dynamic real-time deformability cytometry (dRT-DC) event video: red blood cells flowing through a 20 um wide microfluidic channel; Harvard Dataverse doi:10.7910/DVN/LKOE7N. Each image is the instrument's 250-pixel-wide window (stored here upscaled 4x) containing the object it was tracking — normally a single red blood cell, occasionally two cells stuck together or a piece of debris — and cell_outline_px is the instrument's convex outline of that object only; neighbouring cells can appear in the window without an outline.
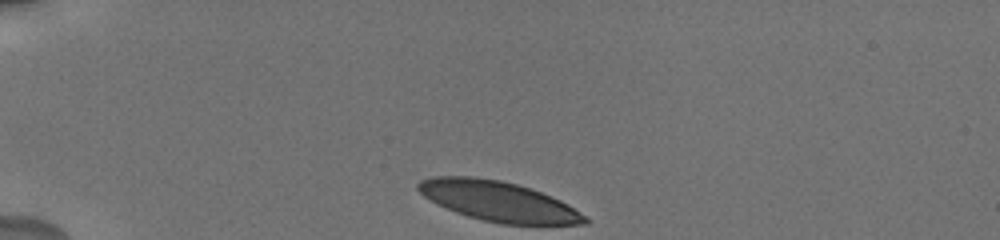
{"species": "human", "species_latin": "Homo sapiens", "temperature_condition": "cold", "stored_images_in_passage": 32, "camera_frame_rate_fps": 3000, "um_per_image_px": 0.085, "donor": {"sex": "male"}, "frame": {"image": 1, "passage_image": 1, "time_ms": 0.0, "image_size_px": [1000, 240], "cell_outline_px": [[588, 224], [500, 224], [468, 216], [456, 212], [436, 204], [424, 196], [416, 188], [416, 184], [420, 180], [432, 176], [472, 176], [500, 180], [516, 184], [552, 196], [568, 204], [584, 216], [588, 220]], "centroid_in_image_um": [42.31, 17.09], "position_along_channel_um": 42.7, "area_um2": 38.61}}
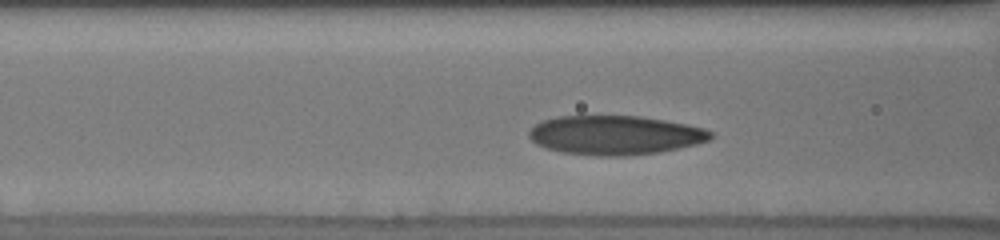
{"frame": {"image": 2, "passage_image": 15, "time_ms": 3.333, "image_size_px": [1000, 240], "cell_outline_px": [[712, 136], [708, 140], [696, 144], [660, 152], [628, 156], [596, 156], [560, 152], [544, 148], [536, 144], [528, 136], [528, 132], [536, 124], [544, 120], [556, 116], [640, 116], [664, 120], [704, 128], [712, 132]], "centroid_in_image_um": [52.24, 11.49], "position_along_channel_um": 114.4, "area_um2": 41.5}}
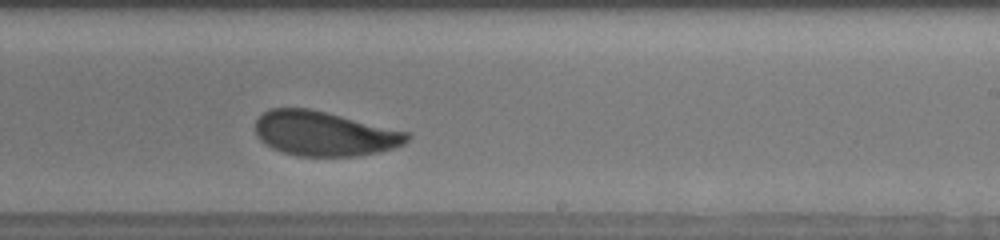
{"frame": {"image": 3, "passage_image": 31, "time_ms": 7.333, "image_size_px": [1000, 240], "cell_outline_px": [[412, 136], [404, 144], [380, 152], [356, 156], [296, 156], [272, 148], [260, 140], [256, 136], [256, 120], [268, 108], [308, 108], [408, 132]], "centroid_in_image_um": [27.55, 11.36], "position_along_channel_um": 261.5, "area_um2": 39.25}}